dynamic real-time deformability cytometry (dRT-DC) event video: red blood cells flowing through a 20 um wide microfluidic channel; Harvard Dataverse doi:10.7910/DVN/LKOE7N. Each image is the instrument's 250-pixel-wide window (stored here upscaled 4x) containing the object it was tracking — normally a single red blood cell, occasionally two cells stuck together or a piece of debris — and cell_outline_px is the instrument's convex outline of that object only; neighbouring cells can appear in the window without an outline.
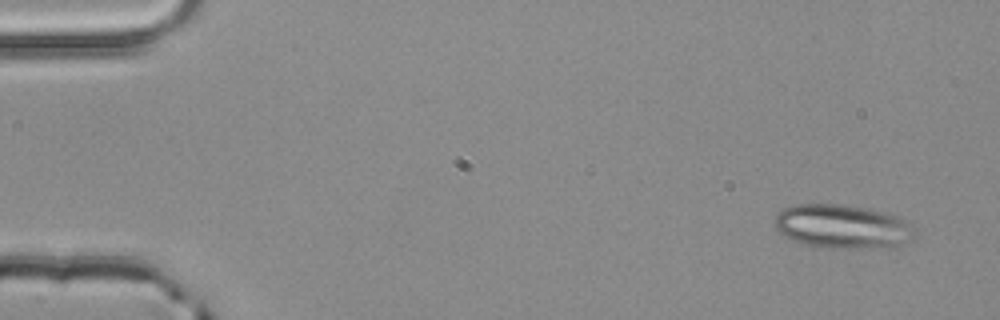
{"species": "common noctule bat (a hibernating species)", "species_latin": "Nyctalus noctula", "temperature_condition": "room temperature", "stored_images_in_passage": 3, "camera_frame_rate_fps": 3000, "um_per_image_px": 0.085, "animal": {"sex": "male", "body_mass_g": 20.4}, "frame": {"image": 1, "passage_image": 1, "time_ms": 0.0, "image_size_px": [1000, 320], "cell_outline_px": [[916, 232], [912, 240], [888, 248], [828, 248], [804, 244], [792, 240], [784, 236], [776, 228], [776, 216], [784, 208], [796, 204], [840, 204], [864, 208], [884, 212], [896, 216], [912, 224]], "centroid_in_image_um": [71.64, 19.27], "position_along_channel_um": 13.4, "area_um2": 35.84}}